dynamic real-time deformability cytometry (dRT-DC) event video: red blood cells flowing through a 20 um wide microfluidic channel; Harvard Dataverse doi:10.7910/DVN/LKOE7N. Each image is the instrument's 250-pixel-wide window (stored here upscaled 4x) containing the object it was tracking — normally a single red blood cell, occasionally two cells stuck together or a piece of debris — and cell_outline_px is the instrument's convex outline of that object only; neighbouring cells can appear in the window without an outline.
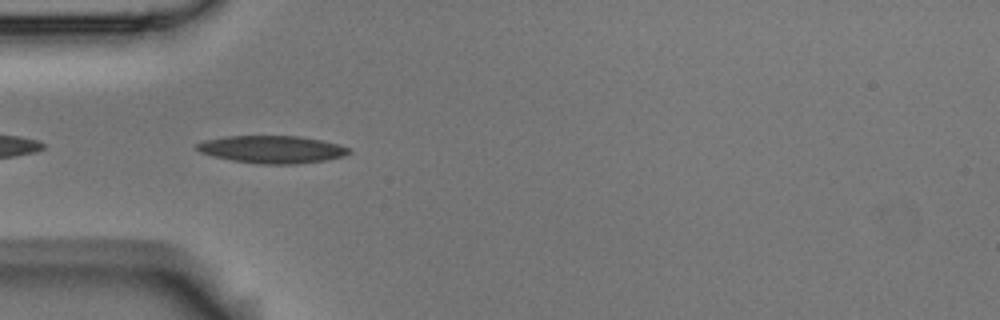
{"species": "Egyptian fruit bat (a non-hibernating species)", "species_latin": "Rousettus aegyptiacus", "temperature_condition": "room temperature", "stored_images_in_passage": 5, "camera_frame_rate_fps": 3000, "um_per_image_px": 0.085, "animal": {"sex": "male"}, "frame": {"image": 1, "passage_image": 4, "time_ms": 1.0, "image_size_px": [1000, 320], "cell_outline_px": [[352, 152], [344, 156], [324, 160], [296, 164], [260, 164], [232, 160], [212, 156], [200, 152], [196, 148], [196, 144], [204, 140], [224, 136], [296, 136], [320, 140], [336, 144], [348, 148]], "centroid_in_image_um": [23.08, 12.7], "position_along_channel_um": 61.9, "area_um2": 24.22}}
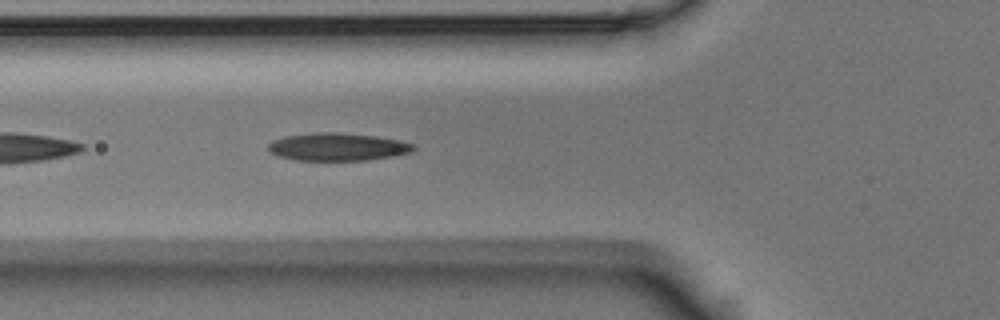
{"frame": {"image": 2, "passage_image": 5, "time_ms": 1.333, "image_size_px": [1000, 320], "cell_outline_px": [[416, 148], [412, 152], [392, 156], [368, 160], [296, 160], [280, 156], [268, 152], [268, 144], [272, 140], [284, 136], [312, 132], [340, 132], [376, 136], [400, 140], [416, 144]], "centroid_in_image_um": [28.7, 12.47], "position_along_channel_um": 97.1, "area_um2": 23.76}}